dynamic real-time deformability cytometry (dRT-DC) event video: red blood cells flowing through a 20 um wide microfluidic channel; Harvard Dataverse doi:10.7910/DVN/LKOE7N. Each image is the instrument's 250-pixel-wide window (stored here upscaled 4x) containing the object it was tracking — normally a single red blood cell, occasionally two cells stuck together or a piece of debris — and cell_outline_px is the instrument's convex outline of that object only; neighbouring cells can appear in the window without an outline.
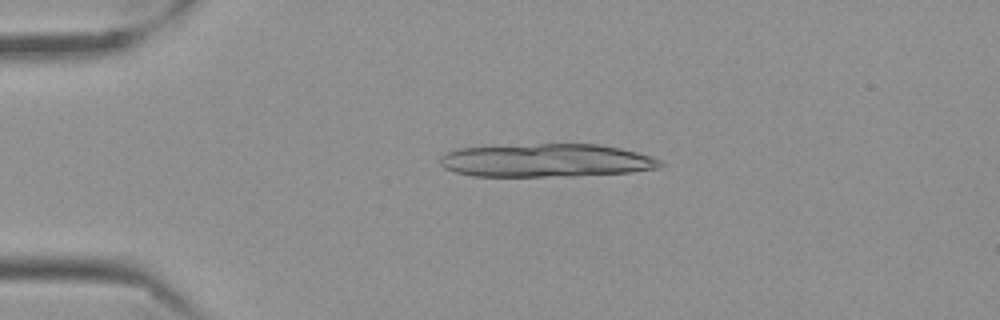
{"species": "Egyptian fruit bat (a non-hibernating species)", "species_latin": "Rousettus aegyptiacus", "temperature_condition": "cold", "stored_images_in_passage": 20, "camera_frame_rate_fps": 3000, "um_per_image_px": 0.085, "frame": {"image": 1, "passage_image": 12, "time_ms": 3.667, "image_size_px": [1000, 320], "cell_outline_px": [[664, 164], [656, 168], [632, 172], [576, 176], [472, 176], [456, 172], [444, 168], [440, 164], [440, 156], [448, 152], [460, 148], [536, 144], [596, 144], [620, 148], [652, 156], [660, 160]], "centroid_in_image_um": [46.44, 13.64], "position_along_channel_um": 38.6, "area_um2": 42.6}}